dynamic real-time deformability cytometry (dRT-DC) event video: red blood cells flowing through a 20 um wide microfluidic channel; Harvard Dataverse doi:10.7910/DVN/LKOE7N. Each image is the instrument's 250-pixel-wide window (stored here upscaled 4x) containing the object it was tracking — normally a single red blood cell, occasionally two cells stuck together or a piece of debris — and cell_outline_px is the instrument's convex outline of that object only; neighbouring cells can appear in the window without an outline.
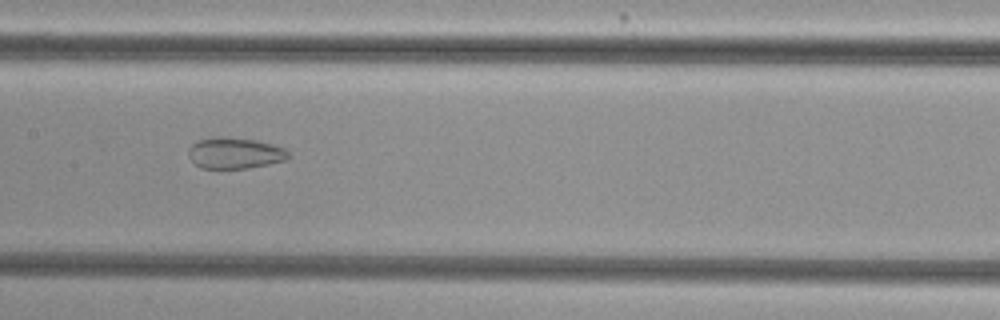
{"species": "common noctule bat (a hibernating species)", "species_latin": "Nyctalus noctula", "temperature_condition": "cold", "stored_images_in_passage": 45, "camera_frame_rate_fps": 3000, "um_per_image_px": 0.085, "animal": {"sex": "female", "body_mass_g": 29.2, "forearm_length_mm": 56.3}, "frame": {"image": 1, "passage_image": 18, "time_ms": 5.667, "image_size_px": [1000, 320], "cell_outline_px": [[288, 160], [248, 168], [200, 168], [188, 156], [188, 148], [196, 140], [252, 140], [272, 144], [284, 148], [288, 152]], "centroid_in_image_um": [19.98, 13.07], "position_along_channel_um": 187.4, "area_um2": 17.22}}
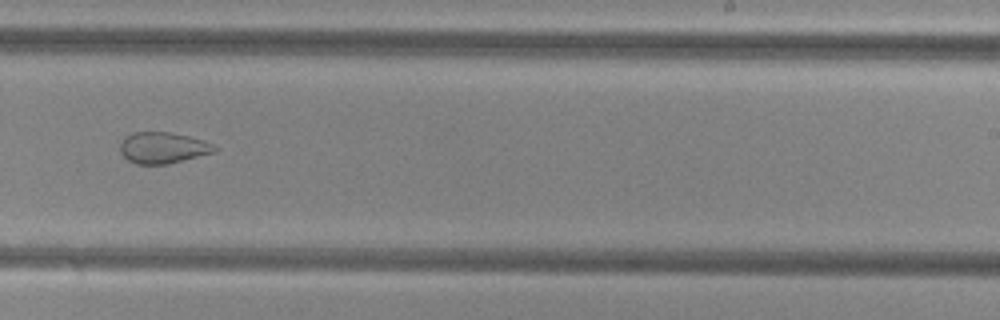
{"frame": {"image": 2, "passage_image": 25, "time_ms": 8.0, "image_size_px": [1000, 320], "cell_outline_px": [[220, 148], [216, 152], [168, 164], [136, 164], [128, 160], [120, 152], [120, 144], [124, 136], [132, 132], [172, 132], [204, 140]], "centroid_in_image_um": [13.86, 12.55], "position_along_channel_um": 275.1, "area_um2": 17.4}}
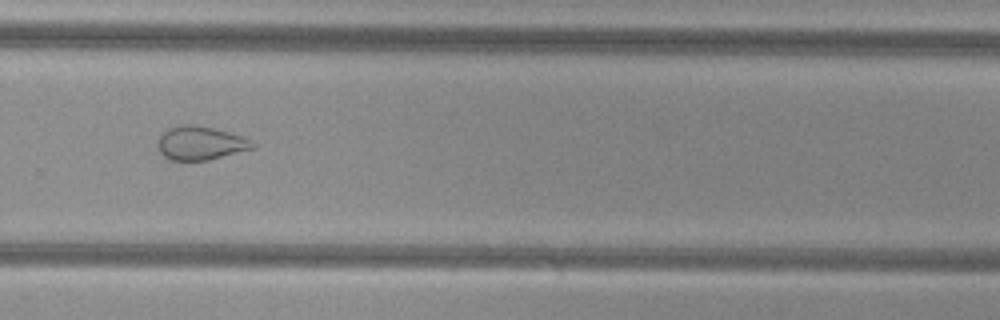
{"frame": {"image": 3, "passage_image": 28, "time_ms": 9.0, "image_size_px": [1000, 320], "cell_outline_px": [[256, 144], [252, 148], [208, 160], [172, 160], [164, 156], [160, 152], [156, 144], [156, 140], [160, 132], [168, 128], [180, 124], [192, 124], [212, 128], [228, 132], [252, 140]], "centroid_in_image_um": [16.95, 12.15], "position_along_channel_um": 312.8, "area_um2": 18.61}, "authors_computed_cell_mechanics": {"area_um2": 23.409, "velocity_mm_per_s": 3.7726, "shape_relaxation_time_tau1_ms": null, "shape_relaxation_time_tau2_ms": 1.9874, "deformation_change_tau1": null, "deformation_change_tau2": 0.0859}}